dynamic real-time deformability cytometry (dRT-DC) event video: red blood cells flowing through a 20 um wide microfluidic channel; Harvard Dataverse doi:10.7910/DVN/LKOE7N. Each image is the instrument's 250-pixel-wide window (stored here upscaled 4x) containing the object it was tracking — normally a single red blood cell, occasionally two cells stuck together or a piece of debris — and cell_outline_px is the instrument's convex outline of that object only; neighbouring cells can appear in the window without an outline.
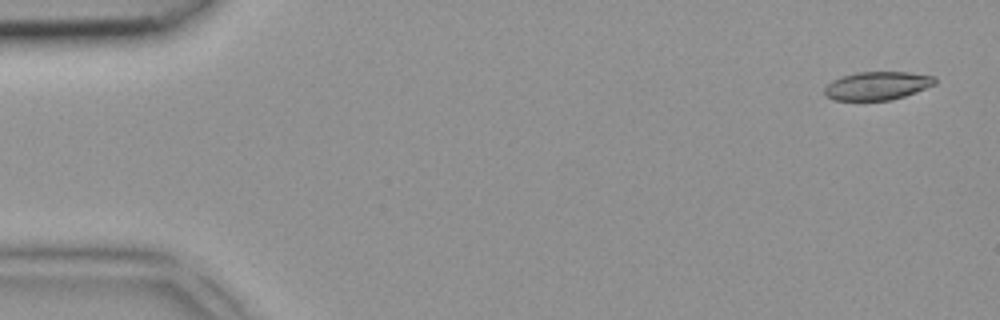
{"species": "common noctule bat (a hibernating species)", "species_latin": "Nyctalus noctula", "temperature_condition": "room temperature", "stored_images_in_passage": 5, "camera_frame_rate_fps": 3000, "um_per_image_px": 0.085, "animal": {"sex": "female", "body_mass_g": 18.4}, "frame": {"image": 1, "passage_image": 5, "time_ms": 1.333, "image_size_px": [1000, 320], "cell_outline_px": [[936, 84], [916, 92], [892, 100], [832, 100], [824, 96], [824, 88], [832, 80], [856, 72], [908, 72], [936, 76]], "centroid_in_image_um": [74.57, 7.29], "position_along_channel_um": 10.4, "area_um2": 18.32}}